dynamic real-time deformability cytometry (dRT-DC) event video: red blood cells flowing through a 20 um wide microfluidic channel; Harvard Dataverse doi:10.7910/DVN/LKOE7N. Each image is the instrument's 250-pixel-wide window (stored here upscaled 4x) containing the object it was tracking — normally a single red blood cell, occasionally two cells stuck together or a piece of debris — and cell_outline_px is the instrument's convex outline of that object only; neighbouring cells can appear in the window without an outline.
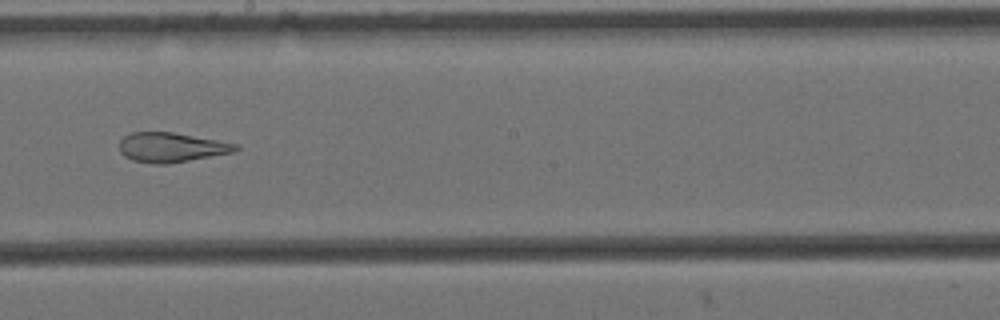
{"species": "Egyptian fruit bat (a non-hibernating species)", "species_latin": "Rousettus aegyptiacus", "temperature_condition": "cold", "stored_images_in_passage": 10, "camera_frame_rate_fps": 3000, "um_per_image_px": 0.085, "animal": {"sex": "female"}, "frame": {"image": 1, "passage_image": 9, "time_ms": 2.667, "image_size_px": [1000, 320], "cell_outline_px": [[240, 148], [232, 152], [168, 164], [152, 164], [132, 160], [124, 156], [120, 152], [120, 140], [124, 136], [132, 132], [172, 132], [240, 144]], "centroid_in_image_um": [14.55, 12.52], "position_along_channel_um": 233.7, "area_um2": 20.0}}
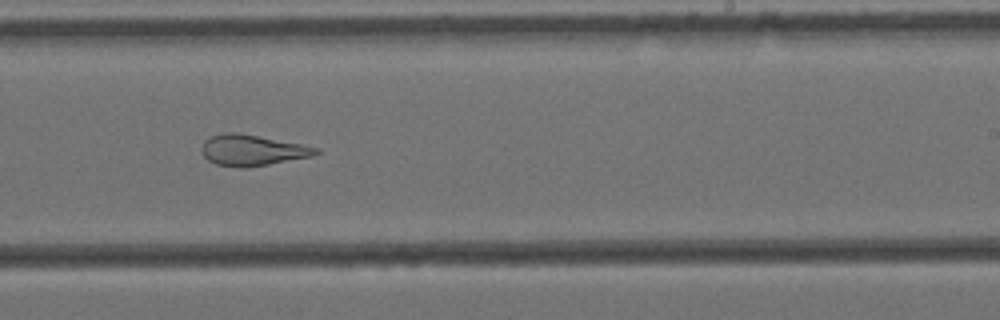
{"frame": {"image": 2, "passage_image": 10, "time_ms": 3.0, "image_size_px": [1000, 320], "cell_outline_px": [[320, 152], [312, 156], [268, 164], [244, 168], [240, 168], [216, 164], [208, 160], [200, 152], [200, 148], [204, 140], [212, 136], [224, 132], [240, 132], [320, 148]], "centroid_in_image_um": [21.4, 12.76], "position_along_channel_um": 267.6, "area_um2": 20.63}}